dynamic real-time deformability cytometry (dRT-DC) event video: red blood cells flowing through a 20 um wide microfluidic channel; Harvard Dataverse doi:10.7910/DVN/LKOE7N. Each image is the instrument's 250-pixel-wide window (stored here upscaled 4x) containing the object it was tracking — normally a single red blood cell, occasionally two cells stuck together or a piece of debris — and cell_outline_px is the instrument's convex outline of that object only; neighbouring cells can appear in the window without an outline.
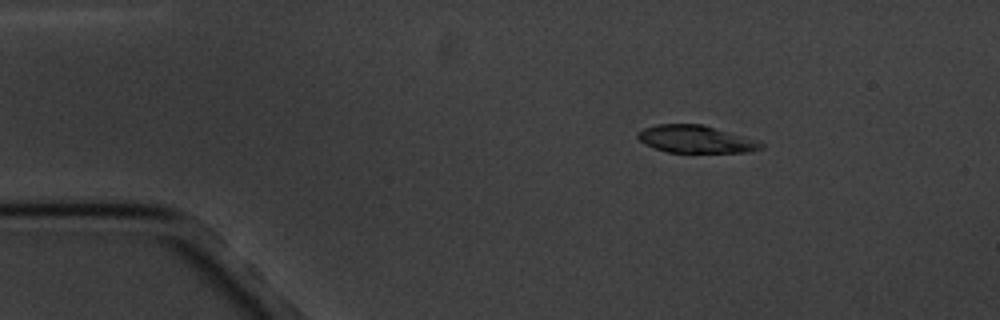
{"species": "common noctule bat (a hibernating species)", "species_latin": "Nyctalus noctula", "temperature_condition": "cold", "stored_images_in_passage": 8, "camera_frame_rate_fps": 3000, "um_per_image_px": 0.085, "animal": {"sex": "male", "body_mass_g": 20.1, "forearm_length_mm": 53.5}, "frame": {"image": 1, "passage_image": 3, "time_ms": 2.333, "image_size_px": [1000, 320], "cell_outline_px": [[764, 148], [748, 152], [668, 152], [656, 148], [640, 140], [636, 136], [636, 132], [644, 128], [656, 124], [700, 124], [756, 140], [764, 144]], "centroid_in_image_um": [59.12, 11.83], "position_along_channel_um": 25.9, "area_um2": 19.36}}
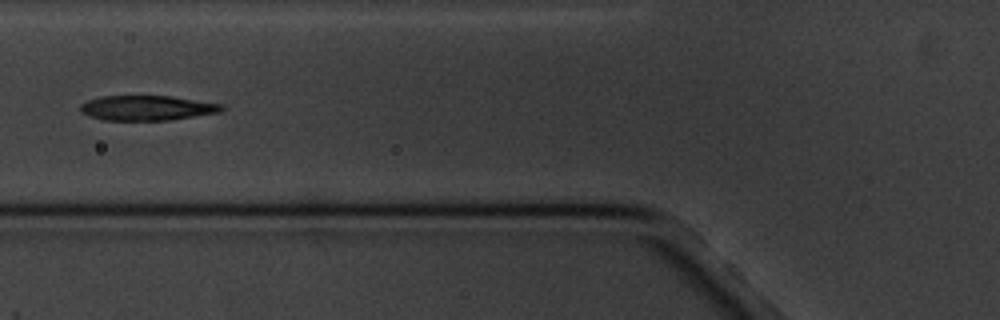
{"frame": {"image": 2, "passage_image": 6, "time_ms": 6.667, "image_size_px": [1000, 320], "cell_outline_px": [[224, 108], [220, 112], [168, 120], [104, 120], [88, 116], [80, 112], [80, 104], [88, 100], [100, 96], [172, 96], [224, 104]], "centroid_in_image_um": [12.48, 9.17], "position_along_channel_um": 113.3, "area_um2": 20.58}}
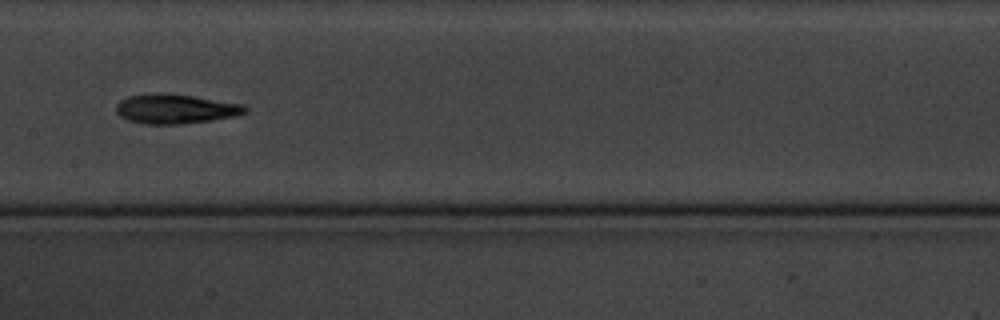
{"frame": {"image": 3, "passage_image": 8, "time_ms": 9.0, "image_size_px": [1000, 320], "cell_outline_px": [[248, 112], [236, 116], [212, 120], [180, 124], [140, 124], [128, 120], [120, 116], [116, 112], [116, 104], [120, 100], [128, 96], [196, 96], [244, 104], [248, 108]], "centroid_in_image_um": [14.98, 9.3], "position_along_channel_um": 192.4, "area_um2": 21.56}}